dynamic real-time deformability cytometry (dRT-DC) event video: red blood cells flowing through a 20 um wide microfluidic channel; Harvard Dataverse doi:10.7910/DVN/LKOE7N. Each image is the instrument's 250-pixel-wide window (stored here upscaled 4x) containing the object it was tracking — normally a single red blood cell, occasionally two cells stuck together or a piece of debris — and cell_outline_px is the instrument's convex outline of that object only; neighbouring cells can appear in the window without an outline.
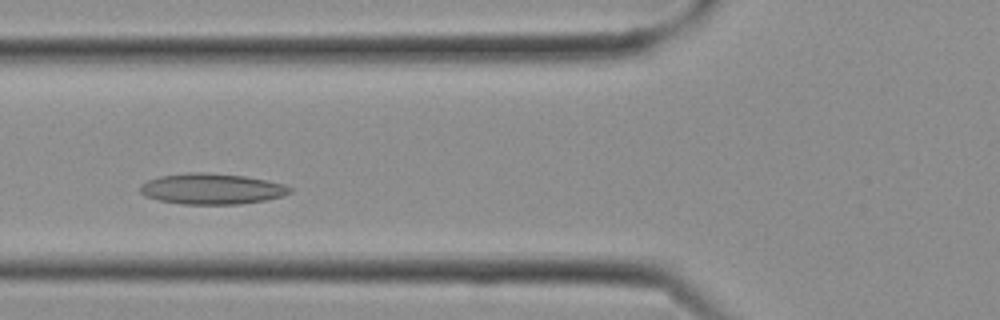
{"species": "Egyptian fruit bat (a non-hibernating species)", "species_latin": "Rousettus aegyptiacus", "temperature_condition": "cold", "stored_images_in_passage": 10, "camera_frame_rate_fps": 3000, "um_per_image_px": 0.085, "frame": {"image": 1, "passage_image": 7, "time_ms": 2.0, "image_size_px": [1000, 320], "cell_outline_px": [[292, 192], [284, 196], [264, 200], [240, 204], [184, 204], [160, 200], [144, 196], [140, 192], [140, 184], [148, 180], [160, 176], [188, 172], [204, 172], [244, 176], [284, 184], [292, 188]], "centroid_in_image_um": [17.99, 16.05], "position_along_channel_um": 107.8, "area_um2": 26.82}}
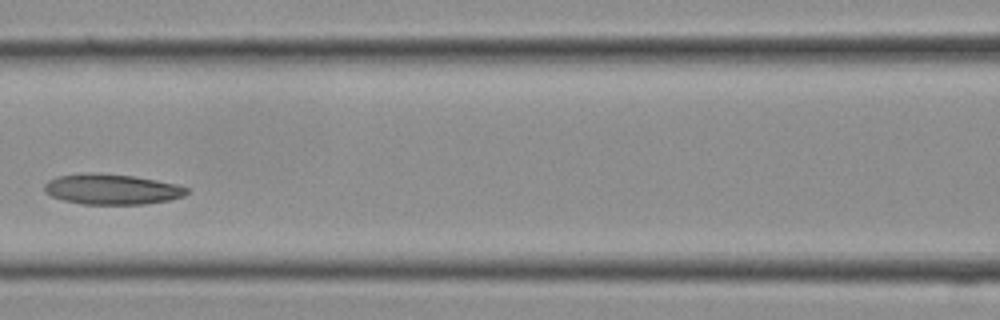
{"frame": {"image": 2, "passage_image": 9, "time_ms": 2.667, "image_size_px": [1000, 320], "cell_outline_px": [[188, 192], [184, 196], [168, 200], [144, 204], [84, 204], [64, 200], [52, 196], [44, 192], [44, 184], [48, 180], [56, 176], [84, 172], [96, 172], [132, 176], [156, 180], [176, 184], [188, 188]], "centroid_in_image_um": [9.46, 16.07], "position_along_channel_um": 157.1, "area_um2": 25.32}}